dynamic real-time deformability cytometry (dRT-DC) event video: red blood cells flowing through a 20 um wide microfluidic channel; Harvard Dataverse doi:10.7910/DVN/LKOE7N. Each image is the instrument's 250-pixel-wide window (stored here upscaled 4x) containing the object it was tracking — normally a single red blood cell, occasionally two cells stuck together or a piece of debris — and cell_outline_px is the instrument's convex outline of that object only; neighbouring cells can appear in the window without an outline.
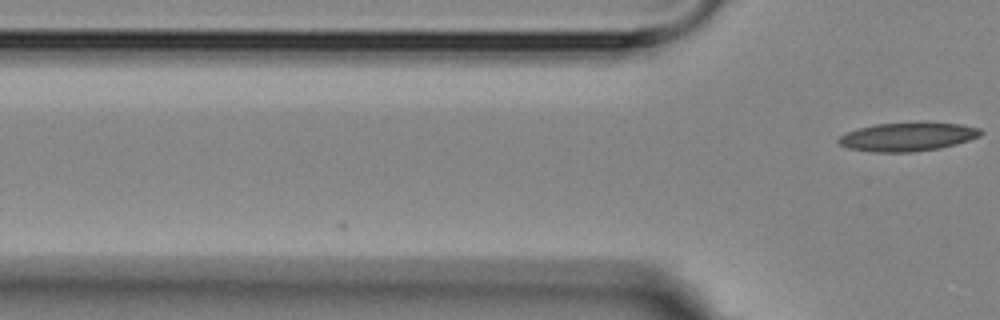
{"species": "Egyptian fruit bat (a non-hibernating species)", "species_latin": "Rousettus aegyptiacus", "temperature_condition": "room temperature", "stored_images_in_passage": 2, "camera_frame_rate_fps": 3000, "um_per_image_px": 0.085, "animal": {"sex": "female"}, "frame": {"image": 1, "passage_image": 2, "time_ms": 1.0, "image_size_px": [1000, 320], "cell_outline_px": [[984, 132], [980, 136], [956, 144], [940, 148], [912, 152], [872, 152], [848, 148], [840, 144], [836, 140], [840, 136], [848, 132], [860, 128], [876, 124], [916, 120], [920, 120], [960, 124], [980, 128]], "centroid_in_image_um": [77.19, 11.59], "position_along_channel_um": 48.6, "area_um2": 24.33}}